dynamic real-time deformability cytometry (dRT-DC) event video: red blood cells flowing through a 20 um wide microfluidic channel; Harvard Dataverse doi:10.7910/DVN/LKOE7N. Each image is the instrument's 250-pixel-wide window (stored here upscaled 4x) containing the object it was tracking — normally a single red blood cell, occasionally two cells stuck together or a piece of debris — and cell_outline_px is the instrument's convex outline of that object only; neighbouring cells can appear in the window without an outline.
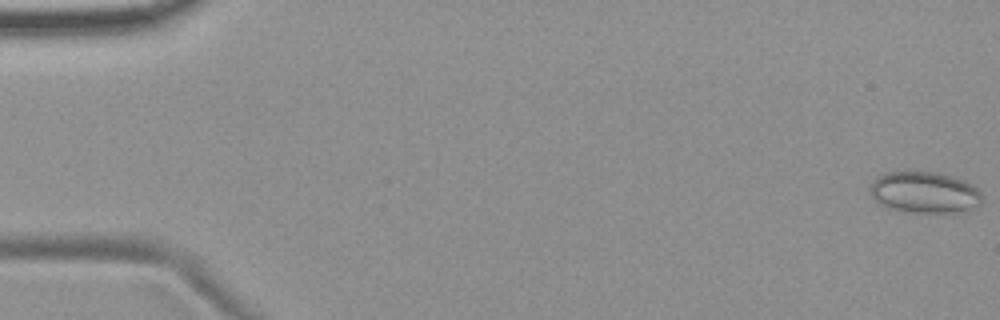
{"species": "common noctule bat (a hibernating species)", "species_latin": "Nyctalus noctula", "temperature_condition": "room temperature", "stored_images_in_passage": 10, "camera_frame_rate_fps": 3000, "um_per_image_px": 0.085, "animal": {"sex": "female", "body_mass_g": 19.9}, "frame": {"image": 1, "passage_image": 1, "time_ms": 0.0, "image_size_px": [1000, 320], "cell_outline_px": [[980, 204], [956, 212], [912, 212], [888, 208], [880, 204], [872, 196], [868, 188], [872, 180], [884, 172], [936, 172], [952, 176], [964, 180], [972, 184], [980, 192]], "centroid_in_image_um": [78.52, 16.33], "position_along_channel_um": 6.5, "area_um2": 26.76}}
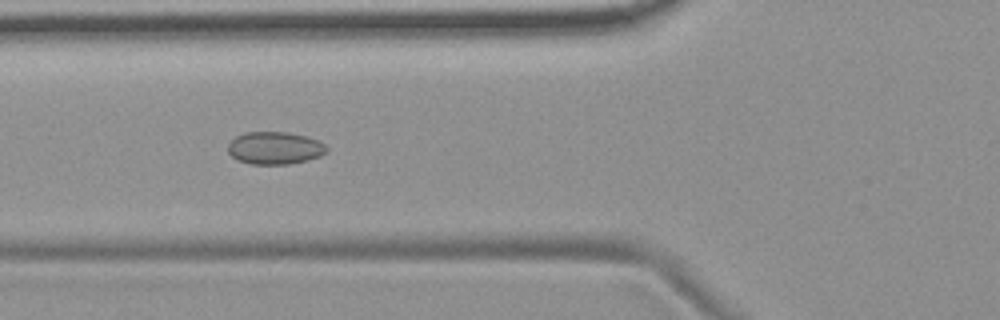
{"frame": {"image": 2, "passage_image": 7, "time_ms": 6.667, "image_size_px": [1000, 320], "cell_outline_px": [[328, 152], [320, 156], [308, 160], [288, 164], [252, 164], [236, 160], [228, 152], [228, 144], [236, 136], [244, 132], [288, 132], [308, 136], [320, 140], [328, 148]], "centroid_in_image_um": [23.39, 12.57], "position_along_channel_um": 102.4, "area_um2": 18.96}}
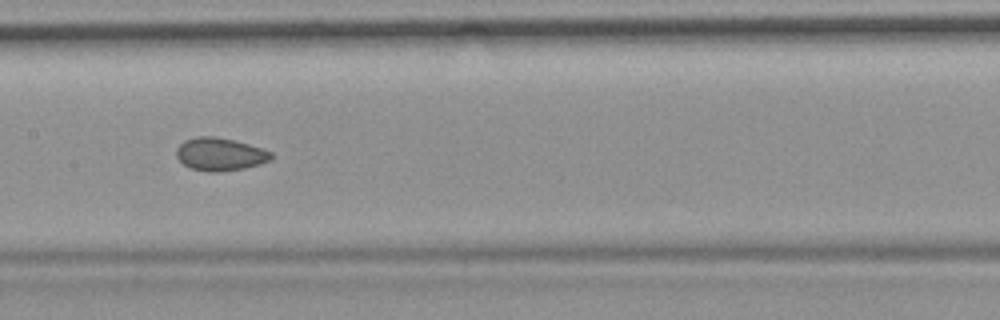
{"frame": {"image": 3, "passage_image": 9, "time_ms": 9.0, "image_size_px": [1000, 320], "cell_outline_px": [[272, 160], [260, 164], [244, 168], [216, 172], [208, 172], [192, 168], [184, 164], [176, 156], [176, 148], [184, 140], [196, 136], [212, 136], [236, 140], [272, 152]], "centroid_in_image_um": [18.7, 13.1], "position_along_channel_um": 188.7, "area_um2": 18.15}}